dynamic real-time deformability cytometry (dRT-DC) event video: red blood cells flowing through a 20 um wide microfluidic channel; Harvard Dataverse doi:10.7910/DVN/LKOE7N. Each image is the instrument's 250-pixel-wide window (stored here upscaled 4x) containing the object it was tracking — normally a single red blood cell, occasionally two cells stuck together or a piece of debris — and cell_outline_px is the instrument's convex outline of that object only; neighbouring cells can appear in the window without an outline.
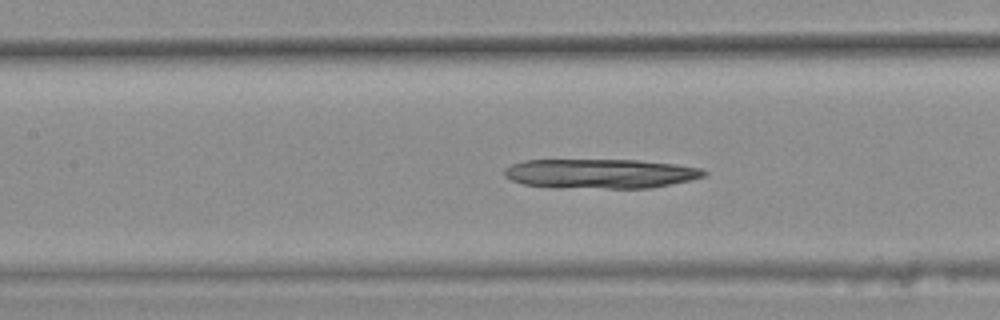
{"species": "common noctule bat (a hibernating species)", "species_latin": "Nyctalus noctula", "temperature_condition": "warm", "stored_images_in_passage": 44, "camera_frame_rate_fps": 3000, "um_per_image_px": 0.085, "animal": {"sex": "female", "body_mass_g": 25.1}, "frame": {"image": 1, "passage_image": 23, "time_ms": 7.333, "image_size_px": [1000, 320], "cell_outline_px": [[708, 172], [704, 176], [688, 180], [652, 188], [556, 188], [524, 184], [512, 180], [504, 176], [504, 168], [512, 164], [524, 160], [636, 160], [672, 164], [700, 168]], "centroid_in_image_um": [50.97, 14.76], "position_along_channel_um": 156.4, "area_um2": 34.28}}
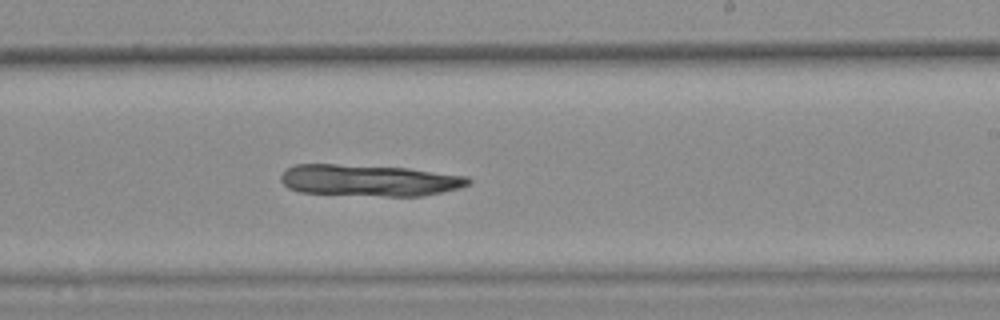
{"frame": {"image": 2, "passage_image": 31, "time_ms": 10.0, "image_size_px": [1000, 320], "cell_outline_px": [[472, 180], [468, 184], [456, 188], [424, 196], [384, 196], [300, 192], [288, 188], [280, 180], [280, 176], [288, 168], [296, 164], [336, 164], [408, 168], [468, 176]], "centroid_in_image_um": [31.37, 15.32], "position_along_channel_um": 257.6, "area_um2": 34.28}}
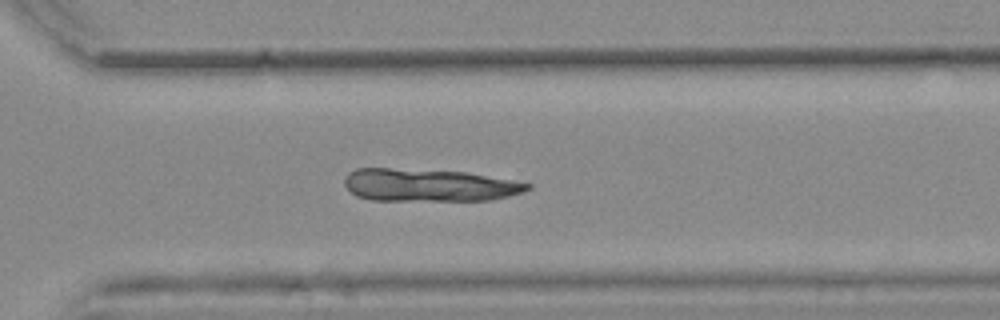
{"frame": {"image": 3, "passage_image": 37, "time_ms": 12.0, "image_size_px": [1000, 320], "cell_outline_px": [[532, 188], [524, 192], [492, 200], [372, 200], [356, 196], [344, 184], [344, 176], [348, 172], [356, 168], [392, 168], [468, 172], [532, 184]], "centroid_in_image_um": [36.44, 15.73], "position_along_channel_um": 334.2, "area_um2": 34.85}}